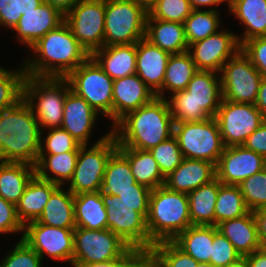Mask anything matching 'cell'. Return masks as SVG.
<instances>
[{"label":"cell","mask_w":266,"mask_h":267,"mask_svg":"<svg viewBox=\"0 0 266 267\" xmlns=\"http://www.w3.org/2000/svg\"><path fill=\"white\" fill-rule=\"evenodd\" d=\"M29 50L22 65L26 75L35 77H66L90 56L65 21Z\"/></svg>","instance_id":"obj_1"},{"label":"cell","mask_w":266,"mask_h":267,"mask_svg":"<svg viewBox=\"0 0 266 267\" xmlns=\"http://www.w3.org/2000/svg\"><path fill=\"white\" fill-rule=\"evenodd\" d=\"M118 147L150 150L174 134L168 102L154 97L149 103L128 112L113 127Z\"/></svg>","instance_id":"obj_2"},{"label":"cell","mask_w":266,"mask_h":267,"mask_svg":"<svg viewBox=\"0 0 266 267\" xmlns=\"http://www.w3.org/2000/svg\"><path fill=\"white\" fill-rule=\"evenodd\" d=\"M41 130L29 104L20 100L0 112V161L33 166L40 152Z\"/></svg>","instance_id":"obj_3"},{"label":"cell","mask_w":266,"mask_h":267,"mask_svg":"<svg viewBox=\"0 0 266 267\" xmlns=\"http://www.w3.org/2000/svg\"><path fill=\"white\" fill-rule=\"evenodd\" d=\"M191 225L188 194L172 191L165 185L151 191L147 227L154 244L172 241Z\"/></svg>","instance_id":"obj_4"},{"label":"cell","mask_w":266,"mask_h":267,"mask_svg":"<svg viewBox=\"0 0 266 267\" xmlns=\"http://www.w3.org/2000/svg\"><path fill=\"white\" fill-rule=\"evenodd\" d=\"M70 90L65 77L25 76L23 99L31 107L41 131L61 127L65 97Z\"/></svg>","instance_id":"obj_5"},{"label":"cell","mask_w":266,"mask_h":267,"mask_svg":"<svg viewBox=\"0 0 266 267\" xmlns=\"http://www.w3.org/2000/svg\"><path fill=\"white\" fill-rule=\"evenodd\" d=\"M101 197L106 208L108 229L131 248L149 252L154 245L147 227L149 204H128L119 196L103 192Z\"/></svg>","instance_id":"obj_6"},{"label":"cell","mask_w":266,"mask_h":267,"mask_svg":"<svg viewBox=\"0 0 266 267\" xmlns=\"http://www.w3.org/2000/svg\"><path fill=\"white\" fill-rule=\"evenodd\" d=\"M65 78L75 94L84 98L101 115L103 120L108 122L109 119L112 123L109 127L112 129L113 79L102 70L91 56Z\"/></svg>","instance_id":"obj_7"},{"label":"cell","mask_w":266,"mask_h":267,"mask_svg":"<svg viewBox=\"0 0 266 267\" xmlns=\"http://www.w3.org/2000/svg\"><path fill=\"white\" fill-rule=\"evenodd\" d=\"M147 16L136 0H105L104 46L137 43L145 37Z\"/></svg>","instance_id":"obj_8"},{"label":"cell","mask_w":266,"mask_h":267,"mask_svg":"<svg viewBox=\"0 0 266 267\" xmlns=\"http://www.w3.org/2000/svg\"><path fill=\"white\" fill-rule=\"evenodd\" d=\"M72 265L107 262L118 258H136L141 252L131 248L109 229H74Z\"/></svg>","instance_id":"obj_9"},{"label":"cell","mask_w":266,"mask_h":267,"mask_svg":"<svg viewBox=\"0 0 266 267\" xmlns=\"http://www.w3.org/2000/svg\"><path fill=\"white\" fill-rule=\"evenodd\" d=\"M117 149L112 132L98 143L81 145L73 177L66 185L70 192L76 195L100 191L107 162Z\"/></svg>","instance_id":"obj_10"},{"label":"cell","mask_w":266,"mask_h":267,"mask_svg":"<svg viewBox=\"0 0 266 267\" xmlns=\"http://www.w3.org/2000/svg\"><path fill=\"white\" fill-rule=\"evenodd\" d=\"M183 158L205 160L217 165L225 149L215 117L198 122L174 123V134Z\"/></svg>","instance_id":"obj_11"},{"label":"cell","mask_w":266,"mask_h":267,"mask_svg":"<svg viewBox=\"0 0 266 267\" xmlns=\"http://www.w3.org/2000/svg\"><path fill=\"white\" fill-rule=\"evenodd\" d=\"M220 78L224 100L255 104L262 75L241 49L223 65Z\"/></svg>","instance_id":"obj_12"},{"label":"cell","mask_w":266,"mask_h":267,"mask_svg":"<svg viewBox=\"0 0 266 267\" xmlns=\"http://www.w3.org/2000/svg\"><path fill=\"white\" fill-rule=\"evenodd\" d=\"M74 229L58 228L32 221L24 225L22 240L34 249L44 261L50 258L72 265Z\"/></svg>","instance_id":"obj_13"},{"label":"cell","mask_w":266,"mask_h":267,"mask_svg":"<svg viewBox=\"0 0 266 267\" xmlns=\"http://www.w3.org/2000/svg\"><path fill=\"white\" fill-rule=\"evenodd\" d=\"M225 147L241 146L266 120L251 103H235L222 99L215 116Z\"/></svg>","instance_id":"obj_14"},{"label":"cell","mask_w":266,"mask_h":267,"mask_svg":"<svg viewBox=\"0 0 266 267\" xmlns=\"http://www.w3.org/2000/svg\"><path fill=\"white\" fill-rule=\"evenodd\" d=\"M79 44L91 55L104 46L105 0H82L65 14Z\"/></svg>","instance_id":"obj_15"},{"label":"cell","mask_w":266,"mask_h":267,"mask_svg":"<svg viewBox=\"0 0 266 267\" xmlns=\"http://www.w3.org/2000/svg\"><path fill=\"white\" fill-rule=\"evenodd\" d=\"M240 49L236 33L221 28L205 39L190 44L188 52L197 70L220 73L223 65Z\"/></svg>","instance_id":"obj_16"},{"label":"cell","mask_w":266,"mask_h":267,"mask_svg":"<svg viewBox=\"0 0 266 267\" xmlns=\"http://www.w3.org/2000/svg\"><path fill=\"white\" fill-rule=\"evenodd\" d=\"M100 116L84 98L70 90L65 97L61 128L72 135L81 145L95 144L112 132V129L105 132L104 135L95 140L96 142L91 140L95 132L94 129L98 127L97 122L101 120V118L99 119Z\"/></svg>","instance_id":"obj_17"},{"label":"cell","mask_w":266,"mask_h":267,"mask_svg":"<svg viewBox=\"0 0 266 267\" xmlns=\"http://www.w3.org/2000/svg\"><path fill=\"white\" fill-rule=\"evenodd\" d=\"M266 168V159L241 146L225 147L216 165V178L227 185H240Z\"/></svg>","instance_id":"obj_18"},{"label":"cell","mask_w":266,"mask_h":267,"mask_svg":"<svg viewBox=\"0 0 266 267\" xmlns=\"http://www.w3.org/2000/svg\"><path fill=\"white\" fill-rule=\"evenodd\" d=\"M65 21V15L56 7L42 2L34 10L21 15L17 25L11 30L19 44L29 49L49 31Z\"/></svg>","instance_id":"obj_19"},{"label":"cell","mask_w":266,"mask_h":267,"mask_svg":"<svg viewBox=\"0 0 266 267\" xmlns=\"http://www.w3.org/2000/svg\"><path fill=\"white\" fill-rule=\"evenodd\" d=\"M170 55L145 37L136 43L135 73L155 95L162 90Z\"/></svg>","instance_id":"obj_20"},{"label":"cell","mask_w":266,"mask_h":267,"mask_svg":"<svg viewBox=\"0 0 266 267\" xmlns=\"http://www.w3.org/2000/svg\"><path fill=\"white\" fill-rule=\"evenodd\" d=\"M156 95L132 74L113 80V126L128 112L149 103Z\"/></svg>","instance_id":"obj_21"},{"label":"cell","mask_w":266,"mask_h":267,"mask_svg":"<svg viewBox=\"0 0 266 267\" xmlns=\"http://www.w3.org/2000/svg\"><path fill=\"white\" fill-rule=\"evenodd\" d=\"M215 178V164L205 160L183 158L181 164L165 177L164 185L172 191L188 194Z\"/></svg>","instance_id":"obj_22"},{"label":"cell","mask_w":266,"mask_h":267,"mask_svg":"<svg viewBox=\"0 0 266 267\" xmlns=\"http://www.w3.org/2000/svg\"><path fill=\"white\" fill-rule=\"evenodd\" d=\"M228 12L243 27V32L236 33L240 46L252 38L266 37V0H230Z\"/></svg>","instance_id":"obj_23"},{"label":"cell","mask_w":266,"mask_h":267,"mask_svg":"<svg viewBox=\"0 0 266 267\" xmlns=\"http://www.w3.org/2000/svg\"><path fill=\"white\" fill-rule=\"evenodd\" d=\"M90 56L113 80L136 72V43L103 46Z\"/></svg>","instance_id":"obj_24"},{"label":"cell","mask_w":266,"mask_h":267,"mask_svg":"<svg viewBox=\"0 0 266 267\" xmlns=\"http://www.w3.org/2000/svg\"><path fill=\"white\" fill-rule=\"evenodd\" d=\"M217 228L233 244L241 257L262 248L256 220L251 211L241 217L224 220Z\"/></svg>","instance_id":"obj_25"},{"label":"cell","mask_w":266,"mask_h":267,"mask_svg":"<svg viewBox=\"0 0 266 267\" xmlns=\"http://www.w3.org/2000/svg\"><path fill=\"white\" fill-rule=\"evenodd\" d=\"M186 90L198 107L210 117L216 116L223 99L220 73L198 70Z\"/></svg>","instance_id":"obj_26"},{"label":"cell","mask_w":266,"mask_h":267,"mask_svg":"<svg viewBox=\"0 0 266 267\" xmlns=\"http://www.w3.org/2000/svg\"><path fill=\"white\" fill-rule=\"evenodd\" d=\"M145 38L170 54L184 53L189 48L183 23L154 19L149 15Z\"/></svg>","instance_id":"obj_27"},{"label":"cell","mask_w":266,"mask_h":267,"mask_svg":"<svg viewBox=\"0 0 266 267\" xmlns=\"http://www.w3.org/2000/svg\"><path fill=\"white\" fill-rule=\"evenodd\" d=\"M58 186L36 175L31 179L20 201L16 204L17 217L23 226L40 217L50 195Z\"/></svg>","instance_id":"obj_28"},{"label":"cell","mask_w":266,"mask_h":267,"mask_svg":"<svg viewBox=\"0 0 266 267\" xmlns=\"http://www.w3.org/2000/svg\"><path fill=\"white\" fill-rule=\"evenodd\" d=\"M36 221L58 228H76L74 194L66 186H58L50 195L42 214Z\"/></svg>","instance_id":"obj_29"},{"label":"cell","mask_w":266,"mask_h":267,"mask_svg":"<svg viewBox=\"0 0 266 267\" xmlns=\"http://www.w3.org/2000/svg\"><path fill=\"white\" fill-rule=\"evenodd\" d=\"M136 189L149 188L135 181L128 159L117 149L107 162L100 191L118 196L126 190Z\"/></svg>","instance_id":"obj_30"},{"label":"cell","mask_w":266,"mask_h":267,"mask_svg":"<svg viewBox=\"0 0 266 267\" xmlns=\"http://www.w3.org/2000/svg\"><path fill=\"white\" fill-rule=\"evenodd\" d=\"M34 176L31 164L0 161V197L16 205Z\"/></svg>","instance_id":"obj_31"},{"label":"cell","mask_w":266,"mask_h":267,"mask_svg":"<svg viewBox=\"0 0 266 267\" xmlns=\"http://www.w3.org/2000/svg\"><path fill=\"white\" fill-rule=\"evenodd\" d=\"M74 213L76 227L88 230L108 229L101 191L74 195Z\"/></svg>","instance_id":"obj_32"},{"label":"cell","mask_w":266,"mask_h":267,"mask_svg":"<svg viewBox=\"0 0 266 267\" xmlns=\"http://www.w3.org/2000/svg\"><path fill=\"white\" fill-rule=\"evenodd\" d=\"M79 152L56 155H38L35 175L59 186H66L72 179Z\"/></svg>","instance_id":"obj_33"},{"label":"cell","mask_w":266,"mask_h":267,"mask_svg":"<svg viewBox=\"0 0 266 267\" xmlns=\"http://www.w3.org/2000/svg\"><path fill=\"white\" fill-rule=\"evenodd\" d=\"M219 187L220 181L215 178L188 193L192 225L215 226V203Z\"/></svg>","instance_id":"obj_34"},{"label":"cell","mask_w":266,"mask_h":267,"mask_svg":"<svg viewBox=\"0 0 266 267\" xmlns=\"http://www.w3.org/2000/svg\"><path fill=\"white\" fill-rule=\"evenodd\" d=\"M197 71L188 51L171 54L167 62L162 90L156 97L166 99L168 95L185 90Z\"/></svg>","instance_id":"obj_35"},{"label":"cell","mask_w":266,"mask_h":267,"mask_svg":"<svg viewBox=\"0 0 266 267\" xmlns=\"http://www.w3.org/2000/svg\"><path fill=\"white\" fill-rule=\"evenodd\" d=\"M118 150L128 159L132 174L138 184L151 190L164 185L165 177L149 150L127 147H118Z\"/></svg>","instance_id":"obj_36"},{"label":"cell","mask_w":266,"mask_h":267,"mask_svg":"<svg viewBox=\"0 0 266 267\" xmlns=\"http://www.w3.org/2000/svg\"><path fill=\"white\" fill-rule=\"evenodd\" d=\"M172 241L196 261L210 263L213 226L191 225Z\"/></svg>","instance_id":"obj_37"},{"label":"cell","mask_w":266,"mask_h":267,"mask_svg":"<svg viewBox=\"0 0 266 267\" xmlns=\"http://www.w3.org/2000/svg\"><path fill=\"white\" fill-rule=\"evenodd\" d=\"M221 14L215 10H196L184 21L185 37L188 45L201 41L222 28Z\"/></svg>","instance_id":"obj_38"},{"label":"cell","mask_w":266,"mask_h":267,"mask_svg":"<svg viewBox=\"0 0 266 267\" xmlns=\"http://www.w3.org/2000/svg\"><path fill=\"white\" fill-rule=\"evenodd\" d=\"M249 211L240 187L220 182L215 203V226L224 220L241 217Z\"/></svg>","instance_id":"obj_39"},{"label":"cell","mask_w":266,"mask_h":267,"mask_svg":"<svg viewBox=\"0 0 266 267\" xmlns=\"http://www.w3.org/2000/svg\"><path fill=\"white\" fill-rule=\"evenodd\" d=\"M25 69L19 65L16 69H7L0 65V112L15 106L23 99Z\"/></svg>","instance_id":"obj_40"},{"label":"cell","mask_w":266,"mask_h":267,"mask_svg":"<svg viewBox=\"0 0 266 267\" xmlns=\"http://www.w3.org/2000/svg\"><path fill=\"white\" fill-rule=\"evenodd\" d=\"M174 123L198 122L211 118L202 107H198L186 89L166 98Z\"/></svg>","instance_id":"obj_41"},{"label":"cell","mask_w":266,"mask_h":267,"mask_svg":"<svg viewBox=\"0 0 266 267\" xmlns=\"http://www.w3.org/2000/svg\"><path fill=\"white\" fill-rule=\"evenodd\" d=\"M80 146L81 144L78 143L66 130L61 127L51 128L41 131L39 155H56L63 154L65 152H79Z\"/></svg>","instance_id":"obj_42"},{"label":"cell","mask_w":266,"mask_h":267,"mask_svg":"<svg viewBox=\"0 0 266 267\" xmlns=\"http://www.w3.org/2000/svg\"><path fill=\"white\" fill-rule=\"evenodd\" d=\"M149 253L163 267H194V265H198V261L181 250L173 241L158 242L152 246Z\"/></svg>","instance_id":"obj_43"},{"label":"cell","mask_w":266,"mask_h":267,"mask_svg":"<svg viewBox=\"0 0 266 267\" xmlns=\"http://www.w3.org/2000/svg\"><path fill=\"white\" fill-rule=\"evenodd\" d=\"M164 177L173 172L182 162L183 155L177 138L173 135L149 150Z\"/></svg>","instance_id":"obj_44"},{"label":"cell","mask_w":266,"mask_h":267,"mask_svg":"<svg viewBox=\"0 0 266 267\" xmlns=\"http://www.w3.org/2000/svg\"><path fill=\"white\" fill-rule=\"evenodd\" d=\"M239 187L251 212L266 207V168L245 179Z\"/></svg>","instance_id":"obj_45"},{"label":"cell","mask_w":266,"mask_h":267,"mask_svg":"<svg viewBox=\"0 0 266 267\" xmlns=\"http://www.w3.org/2000/svg\"><path fill=\"white\" fill-rule=\"evenodd\" d=\"M193 8L190 0H158L149 10L154 19L184 23Z\"/></svg>","instance_id":"obj_46"},{"label":"cell","mask_w":266,"mask_h":267,"mask_svg":"<svg viewBox=\"0 0 266 267\" xmlns=\"http://www.w3.org/2000/svg\"><path fill=\"white\" fill-rule=\"evenodd\" d=\"M0 258V267H43L40 255L22 239Z\"/></svg>","instance_id":"obj_47"},{"label":"cell","mask_w":266,"mask_h":267,"mask_svg":"<svg viewBox=\"0 0 266 267\" xmlns=\"http://www.w3.org/2000/svg\"><path fill=\"white\" fill-rule=\"evenodd\" d=\"M240 258L242 257L236 251L233 244L218 230L217 226H213V244L210 263L215 267H227Z\"/></svg>","instance_id":"obj_48"},{"label":"cell","mask_w":266,"mask_h":267,"mask_svg":"<svg viewBox=\"0 0 266 267\" xmlns=\"http://www.w3.org/2000/svg\"><path fill=\"white\" fill-rule=\"evenodd\" d=\"M23 227L17 217L16 205L0 197V234H14V236L21 234L20 240L23 235Z\"/></svg>","instance_id":"obj_49"},{"label":"cell","mask_w":266,"mask_h":267,"mask_svg":"<svg viewBox=\"0 0 266 267\" xmlns=\"http://www.w3.org/2000/svg\"><path fill=\"white\" fill-rule=\"evenodd\" d=\"M241 50L260 72L262 78H266V37H256L245 41L241 45Z\"/></svg>","instance_id":"obj_50"},{"label":"cell","mask_w":266,"mask_h":267,"mask_svg":"<svg viewBox=\"0 0 266 267\" xmlns=\"http://www.w3.org/2000/svg\"><path fill=\"white\" fill-rule=\"evenodd\" d=\"M22 14H19L18 0H0V27L12 30Z\"/></svg>","instance_id":"obj_51"},{"label":"cell","mask_w":266,"mask_h":267,"mask_svg":"<svg viewBox=\"0 0 266 267\" xmlns=\"http://www.w3.org/2000/svg\"><path fill=\"white\" fill-rule=\"evenodd\" d=\"M243 146L266 159V120L246 139Z\"/></svg>","instance_id":"obj_52"},{"label":"cell","mask_w":266,"mask_h":267,"mask_svg":"<svg viewBox=\"0 0 266 267\" xmlns=\"http://www.w3.org/2000/svg\"><path fill=\"white\" fill-rule=\"evenodd\" d=\"M151 191V189L126 190L119 193L118 196L128 204H149Z\"/></svg>","instance_id":"obj_53"},{"label":"cell","mask_w":266,"mask_h":267,"mask_svg":"<svg viewBox=\"0 0 266 267\" xmlns=\"http://www.w3.org/2000/svg\"><path fill=\"white\" fill-rule=\"evenodd\" d=\"M256 220L260 244L266 248V207L253 211Z\"/></svg>","instance_id":"obj_54"},{"label":"cell","mask_w":266,"mask_h":267,"mask_svg":"<svg viewBox=\"0 0 266 267\" xmlns=\"http://www.w3.org/2000/svg\"><path fill=\"white\" fill-rule=\"evenodd\" d=\"M191 6L196 10H218L221 4H226L227 10L230 8V0H190ZM203 7V8H202Z\"/></svg>","instance_id":"obj_55"},{"label":"cell","mask_w":266,"mask_h":267,"mask_svg":"<svg viewBox=\"0 0 266 267\" xmlns=\"http://www.w3.org/2000/svg\"><path fill=\"white\" fill-rule=\"evenodd\" d=\"M135 258H118L107 262L87 263L72 265V267H130Z\"/></svg>","instance_id":"obj_56"},{"label":"cell","mask_w":266,"mask_h":267,"mask_svg":"<svg viewBox=\"0 0 266 267\" xmlns=\"http://www.w3.org/2000/svg\"><path fill=\"white\" fill-rule=\"evenodd\" d=\"M249 267H266V248H260L245 256Z\"/></svg>","instance_id":"obj_57"},{"label":"cell","mask_w":266,"mask_h":267,"mask_svg":"<svg viewBox=\"0 0 266 267\" xmlns=\"http://www.w3.org/2000/svg\"><path fill=\"white\" fill-rule=\"evenodd\" d=\"M130 267H157V260L149 252H141Z\"/></svg>","instance_id":"obj_58"},{"label":"cell","mask_w":266,"mask_h":267,"mask_svg":"<svg viewBox=\"0 0 266 267\" xmlns=\"http://www.w3.org/2000/svg\"><path fill=\"white\" fill-rule=\"evenodd\" d=\"M255 106L266 118V78H262L260 82Z\"/></svg>","instance_id":"obj_59"},{"label":"cell","mask_w":266,"mask_h":267,"mask_svg":"<svg viewBox=\"0 0 266 267\" xmlns=\"http://www.w3.org/2000/svg\"><path fill=\"white\" fill-rule=\"evenodd\" d=\"M59 9L64 15L82 0H43Z\"/></svg>","instance_id":"obj_60"},{"label":"cell","mask_w":266,"mask_h":267,"mask_svg":"<svg viewBox=\"0 0 266 267\" xmlns=\"http://www.w3.org/2000/svg\"><path fill=\"white\" fill-rule=\"evenodd\" d=\"M43 0H18L19 14L24 15L41 5Z\"/></svg>","instance_id":"obj_61"},{"label":"cell","mask_w":266,"mask_h":267,"mask_svg":"<svg viewBox=\"0 0 266 267\" xmlns=\"http://www.w3.org/2000/svg\"><path fill=\"white\" fill-rule=\"evenodd\" d=\"M139 4L149 10L158 0H136Z\"/></svg>","instance_id":"obj_62"},{"label":"cell","mask_w":266,"mask_h":267,"mask_svg":"<svg viewBox=\"0 0 266 267\" xmlns=\"http://www.w3.org/2000/svg\"><path fill=\"white\" fill-rule=\"evenodd\" d=\"M227 267H249V266H248V263L245 257H242L238 261H236L235 263H232L231 265Z\"/></svg>","instance_id":"obj_63"},{"label":"cell","mask_w":266,"mask_h":267,"mask_svg":"<svg viewBox=\"0 0 266 267\" xmlns=\"http://www.w3.org/2000/svg\"><path fill=\"white\" fill-rule=\"evenodd\" d=\"M194 267H215V266L211 263L198 262V265H194Z\"/></svg>","instance_id":"obj_64"},{"label":"cell","mask_w":266,"mask_h":267,"mask_svg":"<svg viewBox=\"0 0 266 267\" xmlns=\"http://www.w3.org/2000/svg\"><path fill=\"white\" fill-rule=\"evenodd\" d=\"M157 267H163V266L157 261Z\"/></svg>","instance_id":"obj_65"}]
</instances>
